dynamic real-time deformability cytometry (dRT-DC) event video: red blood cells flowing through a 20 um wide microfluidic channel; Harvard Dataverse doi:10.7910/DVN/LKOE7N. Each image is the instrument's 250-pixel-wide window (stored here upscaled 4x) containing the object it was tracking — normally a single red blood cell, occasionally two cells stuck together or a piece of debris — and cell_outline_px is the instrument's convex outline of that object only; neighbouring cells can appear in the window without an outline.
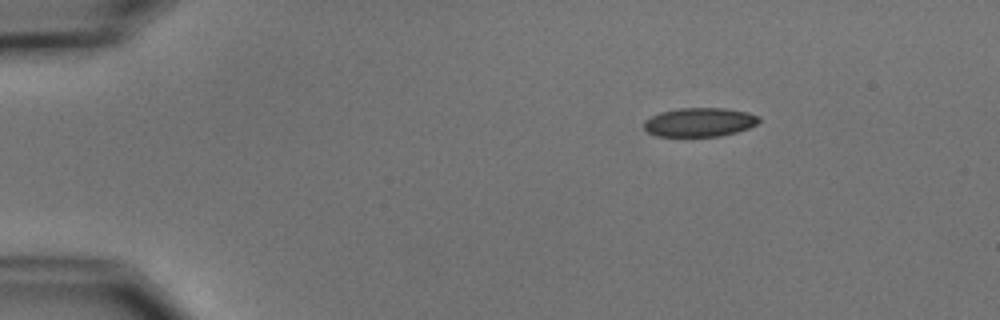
{"species": "common noctule bat (a hibernating species)", "species_latin": "Nyctalus noctula", "temperature_condition": "cold", "stored_images_in_passage": 3, "camera_frame_rate_fps": 3000, "um_per_image_px": 0.085, "animal": {"sex": "male", "body_mass_g": 15.6}, "frame": {"image": 1, "passage_image": 1, "time_ms": 0.0, "image_size_px": [1000, 320], "cell_outline_px": [[760, 120], [756, 124], [748, 128], [736, 132], [720, 136], [656, 136], [648, 132], [644, 128], [644, 120], [660, 112], [680, 108], [724, 108], [748, 112], [760, 116]], "centroid_in_image_um": [59.46, 10.38], "position_along_channel_um": 25.5, "area_um2": 19.36}}